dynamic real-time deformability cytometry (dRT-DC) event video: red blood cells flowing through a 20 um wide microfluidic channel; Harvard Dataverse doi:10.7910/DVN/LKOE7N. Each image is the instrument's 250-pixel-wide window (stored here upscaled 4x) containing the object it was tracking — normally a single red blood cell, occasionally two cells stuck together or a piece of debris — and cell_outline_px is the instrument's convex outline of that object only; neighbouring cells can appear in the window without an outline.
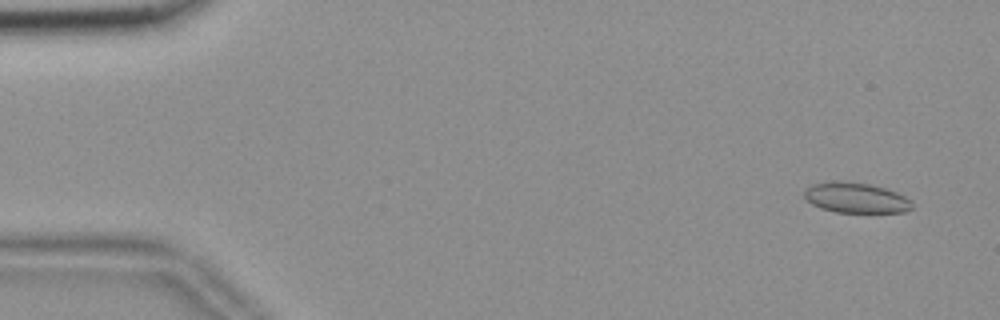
{"species": "common noctule bat (a hibernating species)", "species_latin": "Nyctalus noctula", "temperature_condition": "room temperature", "stored_images_in_passage": 56, "camera_frame_rate_fps": 3000, "um_per_image_px": 0.085, "animal": {"sex": "female", "body_mass_g": 18.4}, "frame": {"image": 1, "passage_image": 4, "time_ms": 1.0, "image_size_px": [1000, 320], "cell_outline_px": [[912, 208], [904, 212], [836, 212], [820, 208], [812, 204], [804, 196], [804, 188], [812, 184], [832, 180], [868, 184], [884, 188], [896, 192], [912, 200]], "centroid_in_image_um": [72.72, 16.81], "position_along_channel_um": 12.3, "area_um2": 19.02}}
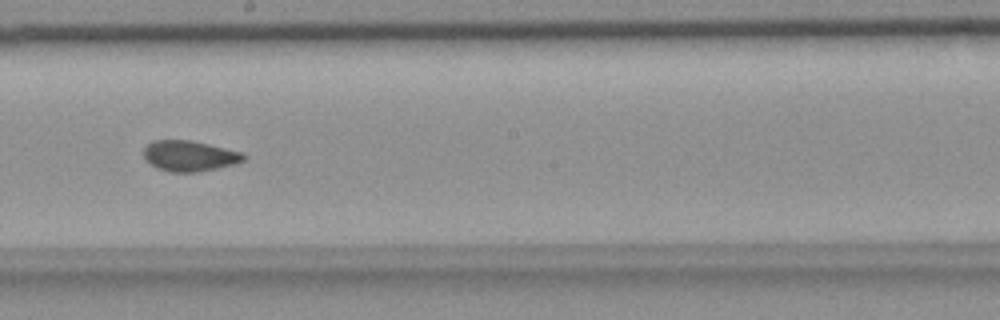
{"frame": {"image": 2, "passage_image": 32, "time_ms": 10.333, "image_size_px": [1000, 320], "cell_outline_px": [[248, 156], [244, 160], [236, 164], [196, 172], [168, 172], [156, 168], [144, 160], [144, 148], [152, 140], [188, 140], [208, 144], [244, 152]], "centroid_in_image_um": [16.11, 13.26], "position_along_channel_um": 232.1, "area_um2": 18.03}}
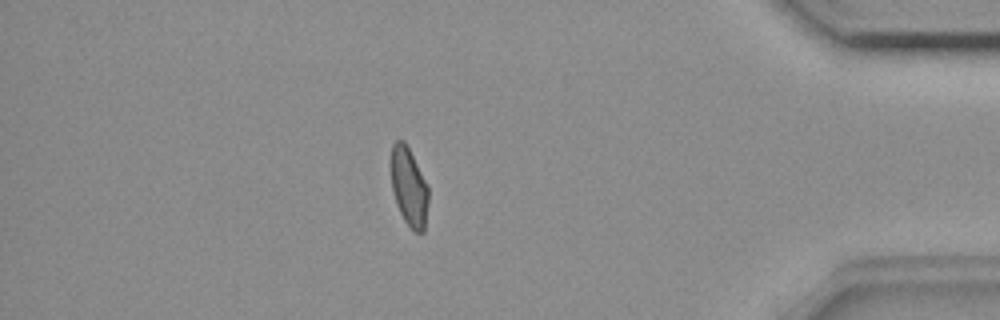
{"frame": {"image": 3, "passage_image": 49, "time_ms": 16.0, "image_size_px": [1000, 320], "cell_outline_px": [[428, 200], [424, 232], [412, 232], [404, 220], [396, 204], [392, 188], [392, 144], [396, 140], [404, 140], [428, 184]], "centroid_in_image_um": [34.78, 15.92], "position_along_channel_um": 400.4, "area_um2": 17.05}, "authors_computed_cell_mechanics": {"area_um2": 18.2359, "velocity_mm_per_s": 3.6639, "shape_relaxation_time_tau1_ms": null, "shape_relaxation_time_tau2_ms": 1.5014, "deformation_change_tau1": null, "deformation_change_tau2": 0.07}}